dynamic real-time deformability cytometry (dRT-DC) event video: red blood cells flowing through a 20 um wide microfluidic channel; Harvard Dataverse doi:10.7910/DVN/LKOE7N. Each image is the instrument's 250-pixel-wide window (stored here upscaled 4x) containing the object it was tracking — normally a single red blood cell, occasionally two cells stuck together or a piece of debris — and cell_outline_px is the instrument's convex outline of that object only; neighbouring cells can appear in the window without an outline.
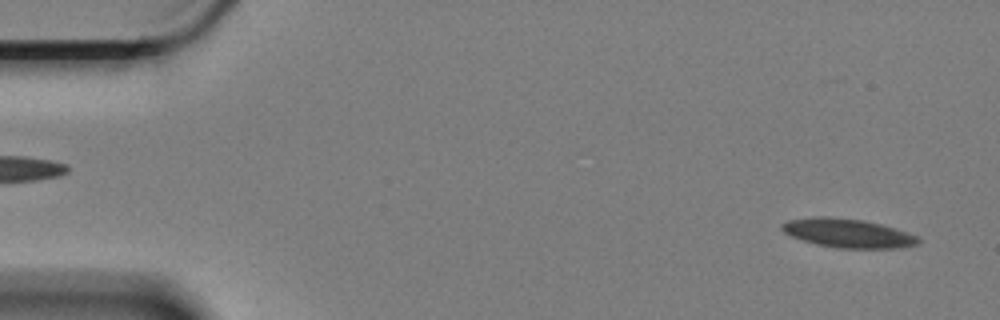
{"species": "Egyptian fruit bat (a non-hibernating species)", "species_latin": "Rousettus aegyptiacus", "temperature_condition": "cold", "stored_images_in_passage": 58, "camera_frame_rate_fps": 3000, "um_per_image_px": 0.085, "animal": {"sex": "female"}, "frame": {"image": 1, "passage_image": 2, "time_ms": 0.333, "image_size_px": [1000, 320], "cell_outline_px": [[920, 240], [916, 244], [896, 248], [840, 248], [820, 244], [804, 240], [792, 236], [784, 232], [780, 228], [780, 224], [788, 220], [816, 216], [824, 216], [864, 220], [880, 224], [916, 236]], "centroid_in_image_um": [72.01, 19.8], "position_along_channel_um": 13.0, "area_um2": 22.43}}
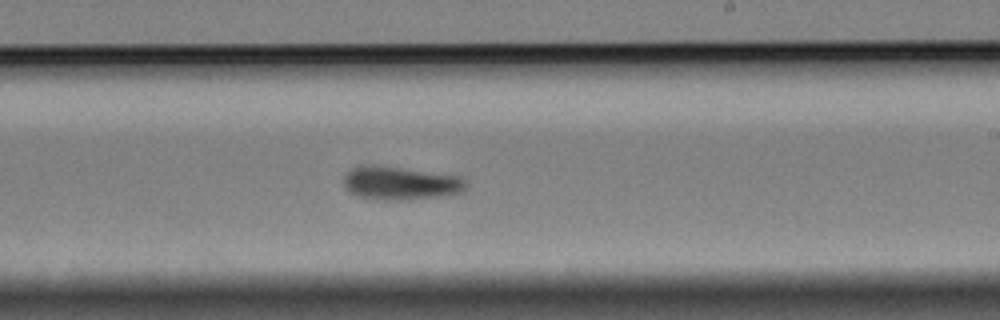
{"frame": {"image": 2, "passage_image": 34, "time_ms": 11.0, "image_size_px": [1000, 320], "cell_outline_px": [[464, 192], [440, 196], [408, 200], [376, 200], [360, 196], [352, 192], [344, 184], [344, 176], [352, 168], [360, 164], [372, 164], [460, 176], [464, 180]], "centroid_in_image_um": [34.01, 15.56], "position_along_channel_um": 255.0, "area_um2": 23.64}}
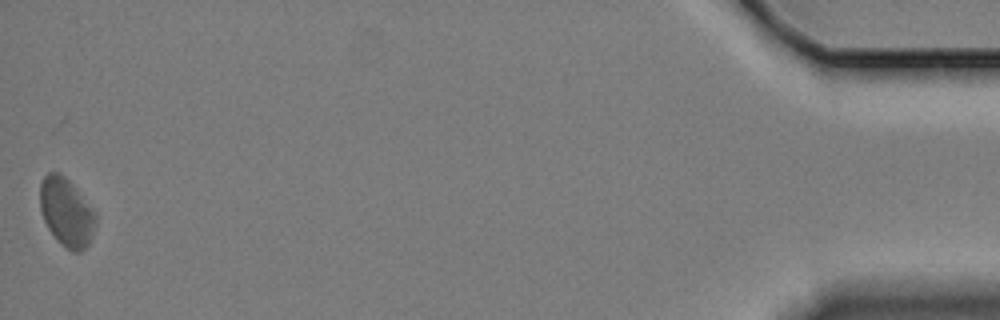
{"frame": {"image": 3, "passage_image": 58, "time_ms": 19.0, "image_size_px": [1000, 320], "cell_outline_px": [[96, 224], [92, 236], [88, 244], [80, 252], [72, 252], [48, 228], [44, 220], [40, 208], [40, 184], [44, 176], [48, 172], [60, 172], [76, 188], [96, 212]], "centroid_in_image_um": [5.66, 18.0], "position_along_channel_um": 429.5, "area_um2": 21.91}, "authors_computed_cell_mechanics": {"area_um2": 22.5131, "velocity_mm_per_s": 3.3241, "shape_relaxation_time_tau1_ms": 3.8609, "shape_relaxation_time_tau2_ms": null, "deformation_change_tau1": 0.092, "deformation_change_tau2": null}}